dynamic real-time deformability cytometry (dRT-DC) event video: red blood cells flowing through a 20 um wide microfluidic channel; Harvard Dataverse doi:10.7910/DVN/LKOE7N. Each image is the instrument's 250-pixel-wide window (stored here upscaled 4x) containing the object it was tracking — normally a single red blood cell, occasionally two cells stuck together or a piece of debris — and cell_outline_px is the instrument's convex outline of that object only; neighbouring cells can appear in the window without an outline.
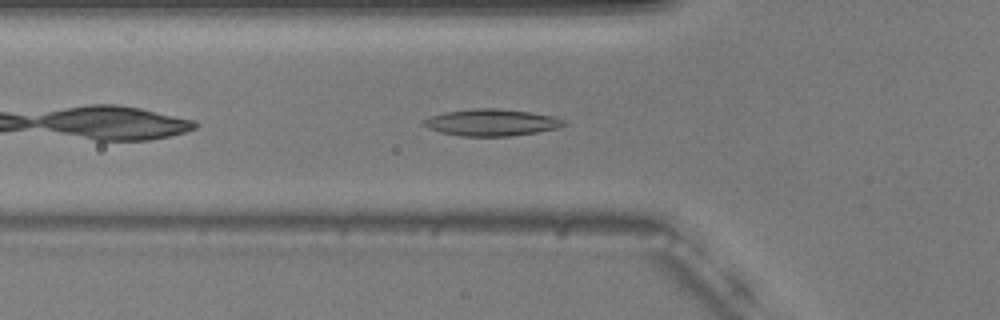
{"species": "common noctule bat (a hibernating species)", "species_latin": "Nyctalus noctula", "temperature_condition": "warm", "stored_images_in_passage": 35, "camera_frame_rate_fps": 3000, "um_per_image_px": 0.085, "animal": {"sex": "male", "body_mass_g": 20.5, "forearm_length_mm": 52.5}, "frame": {"image": 1, "passage_image": 5, "time_ms": 1.333, "image_size_px": [1000, 320], "cell_outline_px": [[568, 124], [560, 128], [536, 132], [508, 136], [460, 136], [440, 132], [428, 128], [420, 124], [424, 120], [432, 116], [444, 112], [476, 108], [496, 108], [532, 112], [556, 116], [564, 120]], "centroid_in_image_um": [41.82, 10.41], "position_along_channel_um": 84.0, "area_um2": 22.02}}
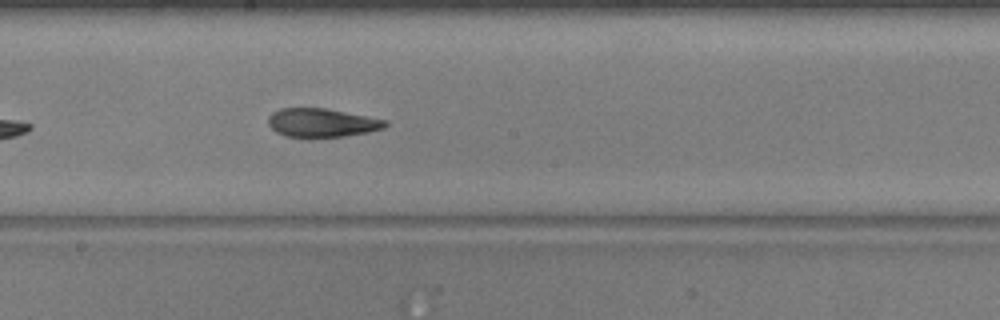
{"frame": {"image": 2, "passage_image": 16, "time_ms": 5.0, "image_size_px": [1000, 320], "cell_outline_px": [[388, 124], [384, 128], [368, 132], [344, 136], [308, 140], [284, 136], [276, 132], [268, 124], [268, 116], [272, 112], [280, 108], [328, 108], [388, 120]], "centroid_in_image_um": [27.33, 10.46], "position_along_channel_um": 220.9, "area_um2": 20.35}}
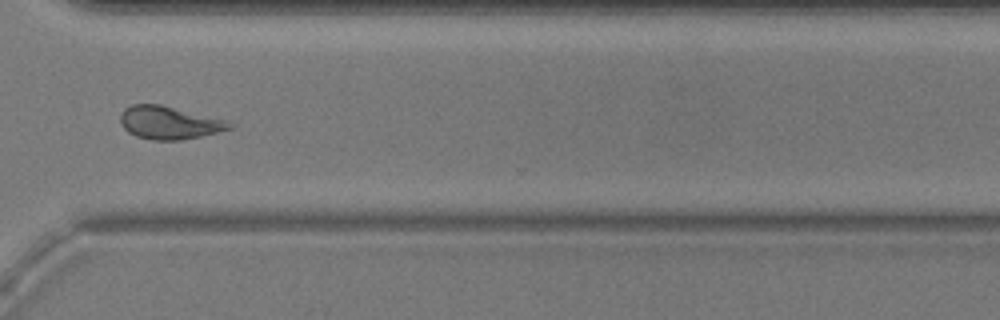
{"frame": {"image": 3, "passage_image": 27, "time_ms": 8.667, "image_size_px": [1000, 320], "cell_outline_px": [[236, 128], [220, 132], [180, 140], [152, 140], [136, 136], [128, 132], [124, 128], [120, 120], [120, 112], [124, 108], [132, 104], [160, 104], [228, 120], [236, 124]], "centroid_in_image_um": [14.43, 10.42], "position_along_channel_um": 356.2, "area_um2": 21.27}, "authors_computed_cell_mechanics": {"area_um2": 20.6346, "velocity_mm_per_s": 3.7005, "shape_relaxation_time_tau1_ms": 8.2073, "shape_relaxation_time_tau2_ms": 3.2952, "deformation_change_tau1": 0.2311, "deformation_change_tau2": 0.123}}